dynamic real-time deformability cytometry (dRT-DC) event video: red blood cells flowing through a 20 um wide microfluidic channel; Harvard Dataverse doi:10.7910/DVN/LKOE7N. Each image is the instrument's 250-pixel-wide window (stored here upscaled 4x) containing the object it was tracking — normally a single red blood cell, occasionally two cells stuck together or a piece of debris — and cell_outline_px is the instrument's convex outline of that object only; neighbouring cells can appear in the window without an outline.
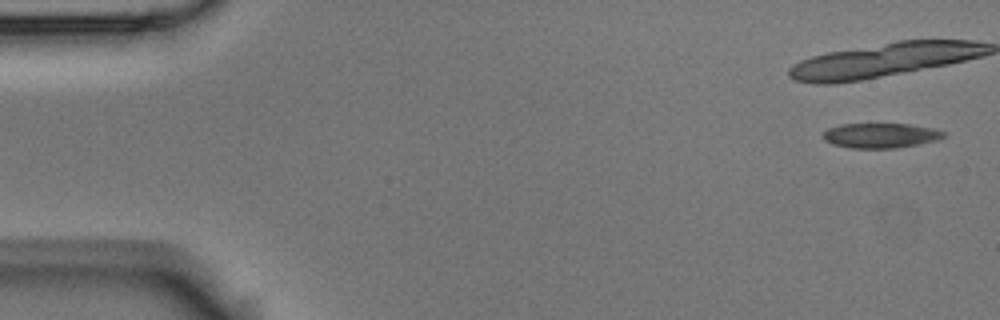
{"species": "Egyptian fruit bat (a non-hibernating species)", "species_latin": "Rousettus aegyptiacus", "temperature_condition": "room temperature", "stored_images_in_passage": 4, "camera_frame_rate_fps": 3000, "um_per_image_px": 0.085, "animal": {"sex": "male"}, "frame": {"image": 1, "passage_image": 1, "time_ms": 0.0, "image_size_px": [1000, 320], "cell_outline_px": [[948, 136], [936, 140], [896, 148], [852, 148], [832, 144], [824, 140], [820, 136], [828, 128], [840, 124], [912, 124], [932, 128], [948, 132]], "centroid_in_image_um": [74.86, 11.51], "position_along_channel_um": 10.1, "area_um2": 17.63}}